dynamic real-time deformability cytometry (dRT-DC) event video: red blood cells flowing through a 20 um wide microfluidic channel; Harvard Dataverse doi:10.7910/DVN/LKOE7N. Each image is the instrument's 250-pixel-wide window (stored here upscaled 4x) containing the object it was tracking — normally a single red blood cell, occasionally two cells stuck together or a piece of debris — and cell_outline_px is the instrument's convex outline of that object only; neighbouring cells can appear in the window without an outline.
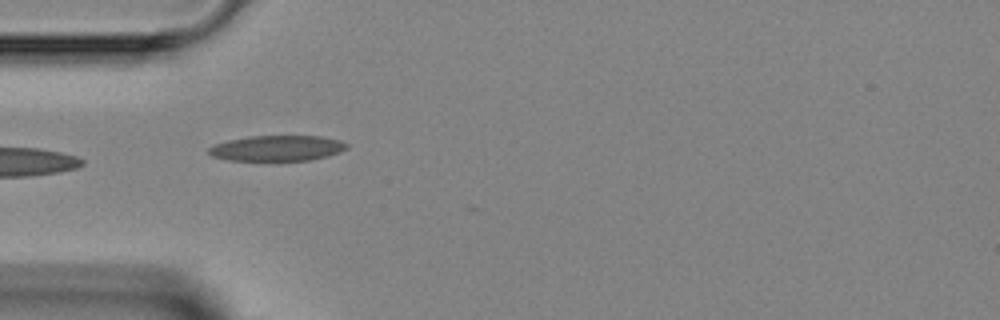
{"species": "Egyptian fruit bat (a non-hibernating species)", "species_latin": "Rousettus aegyptiacus", "temperature_condition": "room temperature", "stored_images_in_passage": 5, "camera_frame_rate_fps": 3000, "um_per_image_px": 0.085, "animal": {"sex": "female"}, "frame": {"image": 1, "passage_image": 2, "time_ms": 1.0, "image_size_px": [1000, 320], "cell_outline_px": [[348, 148], [340, 152], [328, 156], [308, 160], [228, 160], [212, 156], [208, 152], [208, 148], [216, 144], [228, 140], [252, 136], [320, 136], [340, 140], [348, 144]], "centroid_in_image_um": [23.58, 12.59], "position_along_channel_um": 61.4, "area_um2": 20.4}}
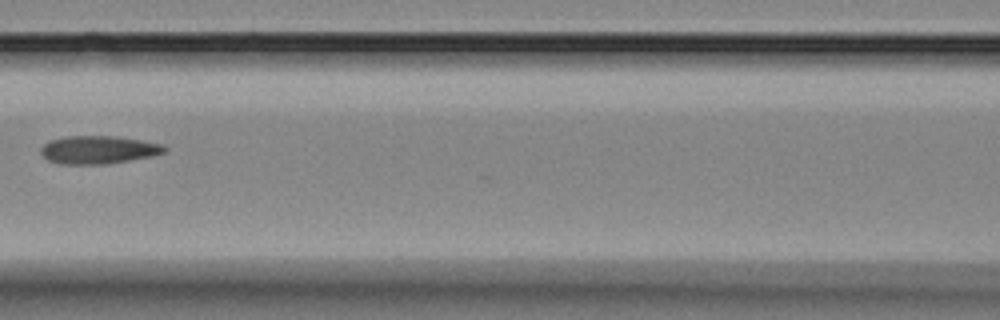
{"frame": {"image": 2, "passage_image": 4, "time_ms": 3.333, "image_size_px": [1000, 320], "cell_outline_px": [[168, 152], [152, 156], [108, 164], [60, 164], [48, 160], [40, 152], [40, 148], [48, 140], [68, 136], [116, 136], [164, 144], [168, 148]], "centroid_in_image_um": [8.39, 12.73], "position_along_channel_um": 158.2, "area_um2": 20.4}}
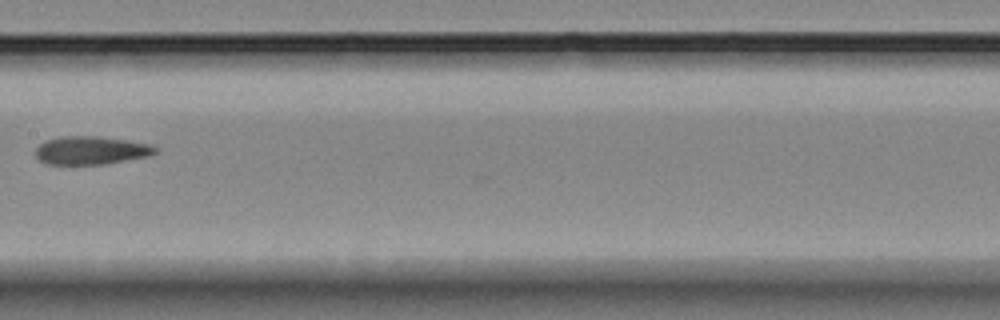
{"frame": {"image": 3, "passage_image": 5, "time_ms": 4.333, "image_size_px": [1000, 320], "cell_outline_px": [[160, 148], [152, 156], [108, 164], [48, 164], [40, 160], [36, 156], [36, 148], [44, 140], [60, 136], [96, 136], [128, 140], [148, 144]], "centroid_in_image_um": [7.78, 12.78], "position_along_channel_um": 199.6, "area_um2": 19.94}}